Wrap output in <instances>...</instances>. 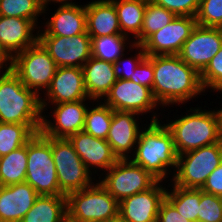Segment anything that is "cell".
Returning a JSON list of instances; mask_svg holds the SVG:
<instances>
[{"mask_svg": "<svg viewBox=\"0 0 222 222\" xmlns=\"http://www.w3.org/2000/svg\"><path fill=\"white\" fill-rule=\"evenodd\" d=\"M41 124H12L0 122V156L24 146L38 132Z\"/></svg>", "mask_w": 222, "mask_h": 222, "instance_id": "83f0119b", "label": "cell"}, {"mask_svg": "<svg viewBox=\"0 0 222 222\" xmlns=\"http://www.w3.org/2000/svg\"><path fill=\"white\" fill-rule=\"evenodd\" d=\"M140 117L139 114L134 112L113 111V118L106 140L118 159H130L133 156L139 133L143 128L142 122L145 121V119L142 121Z\"/></svg>", "mask_w": 222, "mask_h": 222, "instance_id": "e0dca14e", "label": "cell"}, {"mask_svg": "<svg viewBox=\"0 0 222 222\" xmlns=\"http://www.w3.org/2000/svg\"><path fill=\"white\" fill-rule=\"evenodd\" d=\"M38 196L27 182L0 186V221L21 222Z\"/></svg>", "mask_w": 222, "mask_h": 222, "instance_id": "44dd1931", "label": "cell"}, {"mask_svg": "<svg viewBox=\"0 0 222 222\" xmlns=\"http://www.w3.org/2000/svg\"><path fill=\"white\" fill-rule=\"evenodd\" d=\"M0 15L31 20L38 28V18L44 15L41 0H0Z\"/></svg>", "mask_w": 222, "mask_h": 222, "instance_id": "1f68e13d", "label": "cell"}, {"mask_svg": "<svg viewBox=\"0 0 222 222\" xmlns=\"http://www.w3.org/2000/svg\"><path fill=\"white\" fill-rule=\"evenodd\" d=\"M153 70L152 93L161 109L165 107L164 111L167 106L184 105L206 95L200 73L178 55H154Z\"/></svg>", "mask_w": 222, "mask_h": 222, "instance_id": "6da1fadb", "label": "cell"}, {"mask_svg": "<svg viewBox=\"0 0 222 222\" xmlns=\"http://www.w3.org/2000/svg\"><path fill=\"white\" fill-rule=\"evenodd\" d=\"M98 178L97 180L118 202L148 190L158 181L131 159H118Z\"/></svg>", "mask_w": 222, "mask_h": 222, "instance_id": "9c48e42d", "label": "cell"}, {"mask_svg": "<svg viewBox=\"0 0 222 222\" xmlns=\"http://www.w3.org/2000/svg\"><path fill=\"white\" fill-rule=\"evenodd\" d=\"M57 67L82 66L92 57L91 37L87 32L75 36L38 35Z\"/></svg>", "mask_w": 222, "mask_h": 222, "instance_id": "4fadbf2b", "label": "cell"}, {"mask_svg": "<svg viewBox=\"0 0 222 222\" xmlns=\"http://www.w3.org/2000/svg\"><path fill=\"white\" fill-rule=\"evenodd\" d=\"M13 57L0 44V73H5L12 70Z\"/></svg>", "mask_w": 222, "mask_h": 222, "instance_id": "b9f144b4", "label": "cell"}, {"mask_svg": "<svg viewBox=\"0 0 222 222\" xmlns=\"http://www.w3.org/2000/svg\"><path fill=\"white\" fill-rule=\"evenodd\" d=\"M82 70L87 95L94 101L102 100L117 81L111 62L91 57Z\"/></svg>", "mask_w": 222, "mask_h": 222, "instance_id": "cb8c5ba5", "label": "cell"}, {"mask_svg": "<svg viewBox=\"0 0 222 222\" xmlns=\"http://www.w3.org/2000/svg\"><path fill=\"white\" fill-rule=\"evenodd\" d=\"M117 12L123 35L140 45V33L148 0H111Z\"/></svg>", "mask_w": 222, "mask_h": 222, "instance_id": "d4e9b609", "label": "cell"}, {"mask_svg": "<svg viewBox=\"0 0 222 222\" xmlns=\"http://www.w3.org/2000/svg\"><path fill=\"white\" fill-rule=\"evenodd\" d=\"M195 18L199 26L222 28V0H201Z\"/></svg>", "mask_w": 222, "mask_h": 222, "instance_id": "e575fe53", "label": "cell"}, {"mask_svg": "<svg viewBox=\"0 0 222 222\" xmlns=\"http://www.w3.org/2000/svg\"><path fill=\"white\" fill-rule=\"evenodd\" d=\"M58 4L51 17H43L38 35L75 36L87 32L85 4ZM46 19H48L46 21Z\"/></svg>", "mask_w": 222, "mask_h": 222, "instance_id": "ffe728a7", "label": "cell"}, {"mask_svg": "<svg viewBox=\"0 0 222 222\" xmlns=\"http://www.w3.org/2000/svg\"><path fill=\"white\" fill-rule=\"evenodd\" d=\"M90 102H93L92 99L60 104H41L43 114L40 132L47 137L67 139L70 135L83 131Z\"/></svg>", "mask_w": 222, "mask_h": 222, "instance_id": "8fae6325", "label": "cell"}, {"mask_svg": "<svg viewBox=\"0 0 222 222\" xmlns=\"http://www.w3.org/2000/svg\"><path fill=\"white\" fill-rule=\"evenodd\" d=\"M66 195H39L21 222H65Z\"/></svg>", "mask_w": 222, "mask_h": 222, "instance_id": "484cf974", "label": "cell"}, {"mask_svg": "<svg viewBox=\"0 0 222 222\" xmlns=\"http://www.w3.org/2000/svg\"><path fill=\"white\" fill-rule=\"evenodd\" d=\"M200 79L206 92L210 90L209 92L222 93V46L200 73Z\"/></svg>", "mask_w": 222, "mask_h": 222, "instance_id": "836d02e7", "label": "cell"}, {"mask_svg": "<svg viewBox=\"0 0 222 222\" xmlns=\"http://www.w3.org/2000/svg\"><path fill=\"white\" fill-rule=\"evenodd\" d=\"M222 46V28L196 25L178 56L201 73Z\"/></svg>", "mask_w": 222, "mask_h": 222, "instance_id": "5bb4252c", "label": "cell"}, {"mask_svg": "<svg viewBox=\"0 0 222 222\" xmlns=\"http://www.w3.org/2000/svg\"><path fill=\"white\" fill-rule=\"evenodd\" d=\"M146 123L148 124L144 123V127L139 133L135 152L130 159L158 181L168 182L176 170L178 158L172 133L162 118L159 121L150 123L146 121Z\"/></svg>", "mask_w": 222, "mask_h": 222, "instance_id": "7a4b0ae2", "label": "cell"}, {"mask_svg": "<svg viewBox=\"0 0 222 222\" xmlns=\"http://www.w3.org/2000/svg\"><path fill=\"white\" fill-rule=\"evenodd\" d=\"M41 96L12 72L0 73V122L42 124Z\"/></svg>", "mask_w": 222, "mask_h": 222, "instance_id": "277c9868", "label": "cell"}, {"mask_svg": "<svg viewBox=\"0 0 222 222\" xmlns=\"http://www.w3.org/2000/svg\"><path fill=\"white\" fill-rule=\"evenodd\" d=\"M135 53L125 56V53L113 63V71L117 79L130 80L133 77L135 69L140 62L147 56L141 45L134 44ZM134 56V57H133ZM126 57V58H125Z\"/></svg>", "mask_w": 222, "mask_h": 222, "instance_id": "8d00e7d4", "label": "cell"}, {"mask_svg": "<svg viewBox=\"0 0 222 222\" xmlns=\"http://www.w3.org/2000/svg\"><path fill=\"white\" fill-rule=\"evenodd\" d=\"M109 222H127V221L121 219V218L118 216L117 218H115V219H113V220H111V221H109Z\"/></svg>", "mask_w": 222, "mask_h": 222, "instance_id": "f6af8a7d", "label": "cell"}, {"mask_svg": "<svg viewBox=\"0 0 222 222\" xmlns=\"http://www.w3.org/2000/svg\"><path fill=\"white\" fill-rule=\"evenodd\" d=\"M90 99L87 95L82 68L57 67L51 84L41 96V104H60Z\"/></svg>", "mask_w": 222, "mask_h": 222, "instance_id": "d6986e66", "label": "cell"}, {"mask_svg": "<svg viewBox=\"0 0 222 222\" xmlns=\"http://www.w3.org/2000/svg\"><path fill=\"white\" fill-rule=\"evenodd\" d=\"M101 101L113 110L134 112L143 119L148 113L153 112L150 122L160 119L158 116L161 112H157L161 106L154 98L152 89L131 80L117 79Z\"/></svg>", "mask_w": 222, "mask_h": 222, "instance_id": "7c38bea8", "label": "cell"}, {"mask_svg": "<svg viewBox=\"0 0 222 222\" xmlns=\"http://www.w3.org/2000/svg\"><path fill=\"white\" fill-rule=\"evenodd\" d=\"M90 37L122 34L115 5L111 0H91L85 4Z\"/></svg>", "mask_w": 222, "mask_h": 222, "instance_id": "603a6c76", "label": "cell"}, {"mask_svg": "<svg viewBox=\"0 0 222 222\" xmlns=\"http://www.w3.org/2000/svg\"><path fill=\"white\" fill-rule=\"evenodd\" d=\"M197 106V107H196ZM174 119L163 121L173 136L177 155L222 141L217 109L198 104ZM213 109V110H212Z\"/></svg>", "mask_w": 222, "mask_h": 222, "instance_id": "3957f363", "label": "cell"}, {"mask_svg": "<svg viewBox=\"0 0 222 222\" xmlns=\"http://www.w3.org/2000/svg\"><path fill=\"white\" fill-rule=\"evenodd\" d=\"M74 0H41V4L42 6L44 7V16H46L45 14H47L46 11H48V7L49 5L53 4L54 3V6L55 3H59V4H71V3H75V1L73 2Z\"/></svg>", "mask_w": 222, "mask_h": 222, "instance_id": "7bdbcfd3", "label": "cell"}, {"mask_svg": "<svg viewBox=\"0 0 222 222\" xmlns=\"http://www.w3.org/2000/svg\"><path fill=\"white\" fill-rule=\"evenodd\" d=\"M38 195H65L59 187L52 157V137L36 133L27 142L26 180Z\"/></svg>", "mask_w": 222, "mask_h": 222, "instance_id": "8992f818", "label": "cell"}, {"mask_svg": "<svg viewBox=\"0 0 222 222\" xmlns=\"http://www.w3.org/2000/svg\"><path fill=\"white\" fill-rule=\"evenodd\" d=\"M92 57L114 63L127 50L134 52V42L123 34L91 37ZM132 49V50H131Z\"/></svg>", "mask_w": 222, "mask_h": 222, "instance_id": "4316f807", "label": "cell"}, {"mask_svg": "<svg viewBox=\"0 0 222 222\" xmlns=\"http://www.w3.org/2000/svg\"><path fill=\"white\" fill-rule=\"evenodd\" d=\"M56 69L55 61L39 41L17 53L12 59L11 71L39 96L49 88Z\"/></svg>", "mask_w": 222, "mask_h": 222, "instance_id": "ba28073f", "label": "cell"}, {"mask_svg": "<svg viewBox=\"0 0 222 222\" xmlns=\"http://www.w3.org/2000/svg\"><path fill=\"white\" fill-rule=\"evenodd\" d=\"M52 157L60 190L65 195L88 188L97 180L87 170L68 139L52 138Z\"/></svg>", "mask_w": 222, "mask_h": 222, "instance_id": "30bf717a", "label": "cell"}, {"mask_svg": "<svg viewBox=\"0 0 222 222\" xmlns=\"http://www.w3.org/2000/svg\"><path fill=\"white\" fill-rule=\"evenodd\" d=\"M166 199L177 209L180 215L191 222H198L200 189L183 188L169 182Z\"/></svg>", "mask_w": 222, "mask_h": 222, "instance_id": "f1b7e54d", "label": "cell"}, {"mask_svg": "<svg viewBox=\"0 0 222 222\" xmlns=\"http://www.w3.org/2000/svg\"><path fill=\"white\" fill-rule=\"evenodd\" d=\"M157 222H191L177 211V209L165 198L161 203Z\"/></svg>", "mask_w": 222, "mask_h": 222, "instance_id": "60d3db41", "label": "cell"}, {"mask_svg": "<svg viewBox=\"0 0 222 222\" xmlns=\"http://www.w3.org/2000/svg\"><path fill=\"white\" fill-rule=\"evenodd\" d=\"M130 80L152 89L154 81L153 56H146L140 62Z\"/></svg>", "mask_w": 222, "mask_h": 222, "instance_id": "f35d334b", "label": "cell"}, {"mask_svg": "<svg viewBox=\"0 0 222 222\" xmlns=\"http://www.w3.org/2000/svg\"><path fill=\"white\" fill-rule=\"evenodd\" d=\"M67 139L73 145L87 170L95 178L101 177L118 160L105 139L94 137L84 131L72 134ZM101 171L103 172L101 173Z\"/></svg>", "mask_w": 222, "mask_h": 222, "instance_id": "ac0fdd59", "label": "cell"}, {"mask_svg": "<svg viewBox=\"0 0 222 222\" xmlns=\"http://www.w3.org/2000/svg\"><path fill=\"white\" fill-rule=\"evenodd\" d=\"M196 25L195 17L176 16L168 25L151 34L141 46L147 56L178 55Z\"/></svg>", "mask_w": 222, "mask_h": 222, "instance_id": "9a60e30c", "label": "cell"}, {"mask_svg": "<svg viewBox=\"0 0 222 222\" xmlns=\"http://www.w3.org/2000/svg\"><path fill=\"white\" fill-rule=\"evenodd\" d=\"M222 163V141L178 155L170 182L183 188L201 189L210 173Z\"/></svg>", "mask_w": 222, "mask_h": 222, "instance_id": "52a82bcc", "label": "cell"}, {"mask_svg": "<svg viewBox=\"0 0 222 222\" xmlns=\"http://www.w3.org/2000/svg\"><path fill=\"white\" fill-rule=\"evenodd\" d=\"M164 183L167 182L157 181L148 190L123 199L119 202L118 216L127 222H157L161 203L166 198Z\"/></svg>", "mask_w": 222, "mask_h": 222, "instance_id": "2e32d148", "label": "cell"}, {"mask_svg": "<svg viewBox=\"0 0 222 222\" xmlns=\"http://www.w3.org/2000/svg\"><path fill=\"white\" fill-rule=\"evenodd\" d=\"M198 222H222V197L200 189Z\"/></svg>", "mask_w": 222, "mask_h": 222, "instance_id": "d590c367", "label": "cell"}, {"mask_svg": "<svg viewBox=\"0 0 222 222\" xmlns=\"http://www.w3.org/2000/svg\"><path fill=\"white\" fill-rule=\"evenodd\" d=\"M222 106V104L220 105V107ZM217 108V112H218V115H219V120H220V135H221V139H222V107L221 108Z\"/></svg>", "mask_w": 222, "mask_h": 222, "instance_id": "ee69618b", "label": "cell"}, {"mask_svg": "<svg viewBox=\"0 0 222 222\" xmlns=\"http://www.w3.org/2000/svg\"><path fill=\"white\" fill-rule=\"evenodd\" d=\"M201 190L222 197V163L210 173Z\"/></svg>", "mask_w": 222, "mask_h": 222, "instance_id": "ab89813d", "label": "cell"}, {"mask_svg": "<svg viewBox=\"0 0 222 222\" xmlns=\"http://www.w3.org/2000/svg\"><path fill=\"white\" fill-rule=\"evenodd\" d=\"M38 30L31 20L0 15V44L12 57L38 41Z\"/></svg>", "mask_w": 222, "mask_h": 222, "instance_id": "7402d4cb", "label": "cell"}, {"mask_svg": "<svg viewBox=\"0 0 222 222\" xmlns=\"http://www.w3.org/2000/svg\"><path fill=\"white\" fill-rule=\"evenodd\" d=\"M176 15L156 5L153 1L146 2L145 14L140 33V45L153 33L168 25Z\"/></svg>", "mask_w": 222, "mask_h": 222, "instance_id": "d6a6232c", "label": "cell"}, {"mask_svg": "<svg viewBox=\"0 0 222 222\" xmlns=\"http://www.w3.org/2000/svg\"><path fill=\"white\" fill-rule=\"evenodd\" d=\"M176 16L195 17L201 0H151Z\"/></svg>", "mask_w": 222, "mask_h": 222, "instance_id": "74e56055", "label": "cell"}, {"mask_svg": "<svg viewBox=\"0 0 222 222\" xmlns=\"http://www.w3.org/2000/svg\"><path fill=\"white\" fill-rule=\"evenodd\" d=\"M91 104L86 111L83 131L94 137L106 140L114 110L101 100H93Z\"/></svg>", "mask_w": 222, "mask_h": 222, "instance_id": "4dcf8cb0", "label": "cell"}, {"mask_svg": "<svg viewBox=\"0 0 222 222\" xmlns=\"http://www.w3.org/2000/svg\"><path fill=\"white\" fill-rule=\"evenodd\" d=\"M66 210L71 222H109L118 217L119 202L96 180L67 194Z\"/></svg>", "mask_w": 222, "mask_h": 222, "instance_id": "5b68a950", "label": "cell"}, {"mask_svg": "<svg viewBox=\"0 0 222 222\" xmlns=\"http://www.w3.org/2000/svg\"><path fill=\"white\" fill-rule=\"evenodd\" d=\"M27 144L1 156L0 186L22 183L26 180Z\"/></svg>", "mask_w": 222, "mask_h": 222, "instance_id": "f546056e", "label": "cell"}]
</instances>
